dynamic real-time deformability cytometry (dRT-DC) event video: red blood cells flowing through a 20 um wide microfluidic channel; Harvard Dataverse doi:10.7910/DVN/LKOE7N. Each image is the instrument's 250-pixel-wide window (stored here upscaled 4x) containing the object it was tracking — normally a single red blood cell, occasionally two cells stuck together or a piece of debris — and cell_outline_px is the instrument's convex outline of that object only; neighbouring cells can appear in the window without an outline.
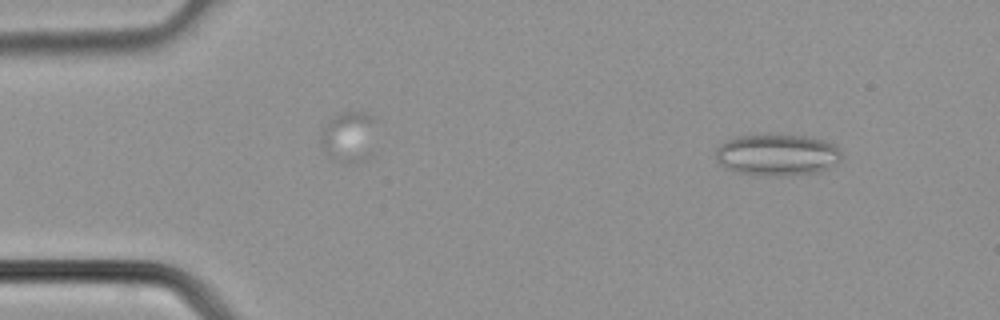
{"species": "common noctule bat (a hibernating species)", "species_latin": "Nyctalus noctula", "temperature_condition": "cold", "stored_images_in_passage": 25, "segment_of_instrument_passage": [1, 3], "camera_frame_rate_fps": 3000, "um_per_image_px": 0.085, "animal": {"sex": "male", "body_mass_g": 21.5, "forearm_length_mm": 52.0}, "frame": {"image": 1, "passage_image": 1, "time_ms": 0.0, "image_size_px": [1000, 320], "cell_outline_px": [[840, 160], [828, 168], [820, 172], [784, 176], [764, 176], [736, 172], [720, 164], [716, 160], [716, 148], [724, 140], [740, 136], [812, 136], [836, 144], [840, 152]], "centroid_in_image_um": [66.07, 13.18], "position_along_channel_um": 18.9, "area_um2": 30.46}}